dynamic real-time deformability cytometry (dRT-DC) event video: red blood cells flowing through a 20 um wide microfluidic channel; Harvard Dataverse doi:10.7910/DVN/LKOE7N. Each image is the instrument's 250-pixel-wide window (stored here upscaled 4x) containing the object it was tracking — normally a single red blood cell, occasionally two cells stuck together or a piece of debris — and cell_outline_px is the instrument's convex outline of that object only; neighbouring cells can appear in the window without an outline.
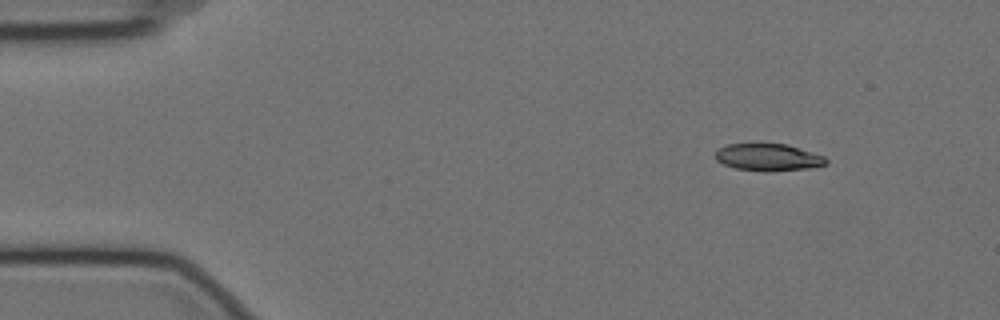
{"species": "Egyptian fruit bat (a non-hibernating species)", "species_latin": "Rousettus aegyptiacus", "temperature_condition": "cold", "stored_images_in_passage": 51, "camera_frame_rate_fps": 3000, "um_per_image_px": 0.085, "animal": {"sex": "female"}, "frame": {"image": 1, "passage_image": 1, "time_ms": 0.0, "image_size_px": [1000, 320], "cell_outline_px": [[828, 164], [808, 168], [736, 168], [724, 164], [716, 160], [716, 152], [720, 148], [728, 144], [788, 144], [824, 156], [828, 160]], "centroid_in_image_um": [65.32, 13.31], "position_along_channel_um": 19.7, "area_um2": 16.36}}
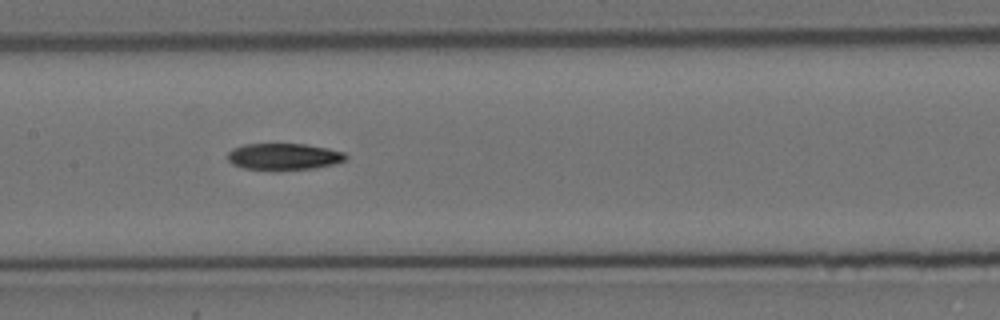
{"frame": {"image": 2, "passage_image": 22, "time_ms": 7.0, "image_size_px": [1000, 320], "cell_outline_px": [[348, 156], [344, 160], [336, 164], [312, 168], [244, 168], [232, 164], [228, 160], [228, 152], [232, 148], [244, 144], [304, 144], [328, 148], [344, 152]], "centroid_in_image_um": [24.13, 13.27], "position_along_channel_um": 183.3, "area_um2": 17.8}}
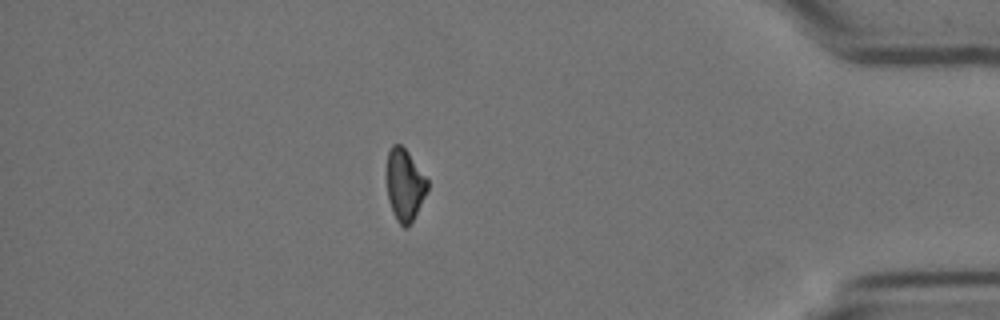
{"frame": {"image": 3, "passage_image": 44, "time_ms": 14.333, "image_size_px": [1000, 320], "cell_outline_px": [[428, 188], [408, 228], [404, 228], [396, 220], [392, 212], [388, 200], [388, 152], [392, 144], [400, 144], [408, 152], [428, 180]], "centroid_in_image_um": [34.4, 15.73], "position_along_channel_um": 400.8, "area_um2": 16.65}}